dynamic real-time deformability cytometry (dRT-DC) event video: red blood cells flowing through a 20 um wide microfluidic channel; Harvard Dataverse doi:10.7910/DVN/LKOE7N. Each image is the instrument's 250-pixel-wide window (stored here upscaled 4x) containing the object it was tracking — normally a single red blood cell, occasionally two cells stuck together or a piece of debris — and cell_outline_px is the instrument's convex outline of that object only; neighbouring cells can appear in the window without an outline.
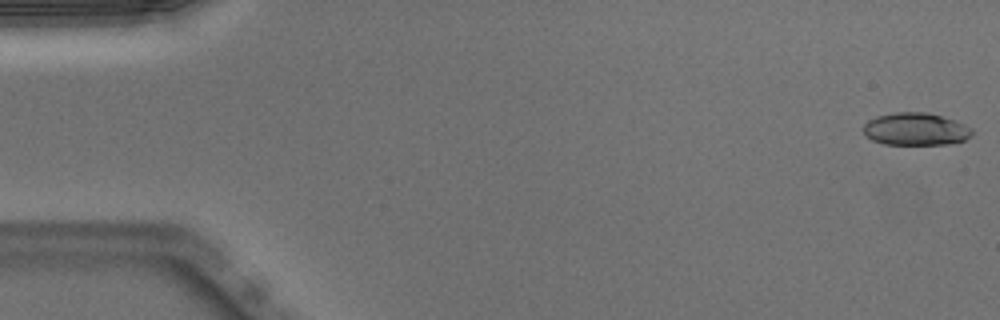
{"species": "Egyptian fruit bat (a non-hibernating species)", "species_latin": "Rousettus aegyptiacus", "temperature_condition": "warm", "stored_images_in_passage": 50, "camera_frame_rate_fps": 3000, "um_per_image_px": 0.085, "animal": {"sex": "male"}, "frame": {"image": 1, "passage_image": 1, "time_ms": 0.0, "image_size_px": [1000, 320], "cell_outline_px": [[972, 136], [964, 140], [948, 144], [884, 144], [872, 140], [864, 132], [864, 124], [868, 120], [876, 116], [896, 112], [928, 112], [956, 120], [972, 128]], "centroid_in_image_um": [77.85, 10.96], "position_along_channel_um": 7.1, "area_um2": 20.63}}
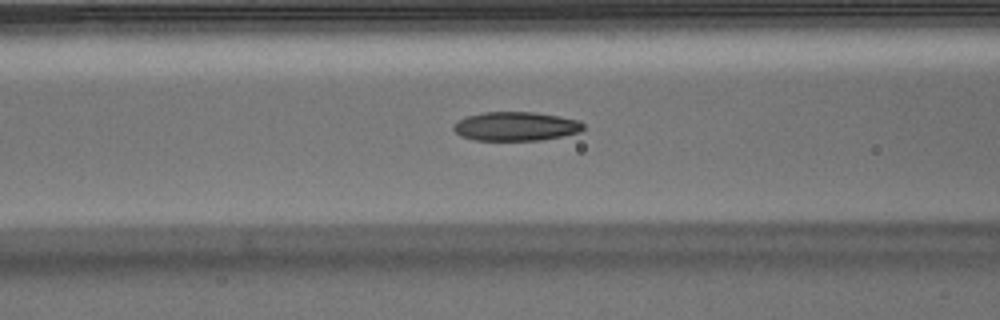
{"frame": {"image": 2, "passage_image": 20, "time_ms": 6.333, "image_size_px": [1000, 320], "cell_outline_px": [[584, 128], [580, 132], [564, 136], [540, 140], [472, 140], [460, 136], [452, 128], [460, 120], [468, 116], [484, 112], [532, 112], [580, 120], [584, 124]], "centroid_in_image_um": [43.87, 10.75], "position_along_channel_um": 122.7, "area_um2": 21.79}}
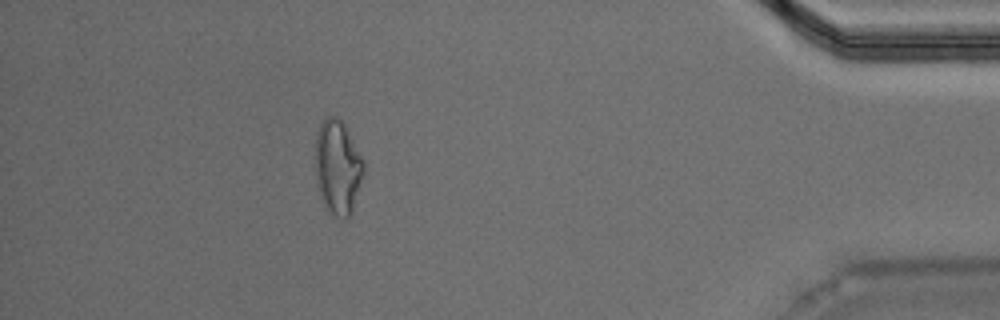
{"frame": {"image": 3, "passage_image": 45, "time_ms": 14.667, "image_size_px": [1000, 320], "cell_outline_px": [[364, 172], [352, 216], [348, 220], [344, 220], [328, 212], [324, 208], [316, 184], [316, 132], [320, 124], [328, 116], [336, 116], [344, 124], [364, 160]], "centroid_in_image_um": [28.71, 14.29], "position_along_channel_um": 406.5, "area_um2": 27.05}, "authors_computed_cell_mechanics": {"area_um2": 22.0507, "velocity_mm_per_s": 4.0032, "shape_relaxation_time_tau1_ms": 11.1662, "shape_relaxation_time_tau2_ms": 2.5421, "deformation_change_tau1": 0.2514, "deformation_change_tau2": 0.0931}}